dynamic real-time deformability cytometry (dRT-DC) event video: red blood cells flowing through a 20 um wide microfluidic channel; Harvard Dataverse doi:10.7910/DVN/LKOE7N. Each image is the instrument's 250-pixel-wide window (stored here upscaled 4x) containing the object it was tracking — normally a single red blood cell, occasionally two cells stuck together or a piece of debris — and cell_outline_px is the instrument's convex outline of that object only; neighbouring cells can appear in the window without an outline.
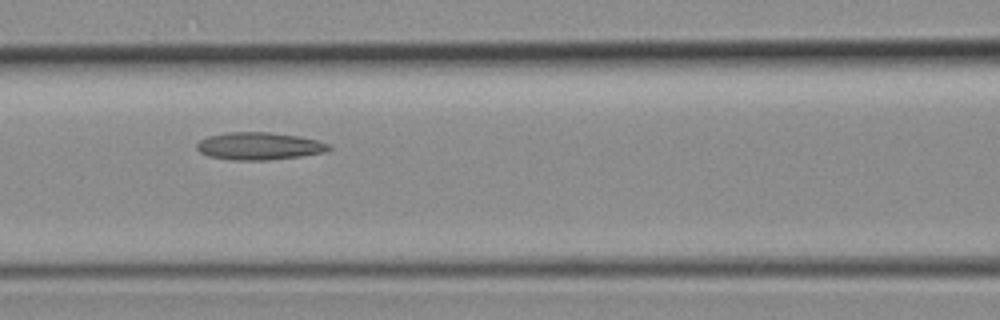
{"species": "common noctule bat (a hibernating species)", "species_latin": "Nyctalus noctula", "temperature_condition": "room temperature", "stored_images_in_passage": 3, "camera_frame_rate_fps": 3000, "um_per_image_px": 0.085, "animal": {"sex": "female", "body_mass_g": 19.3, "forearm_length_mm": 54.1}, "frame": {"image": 1, "passage_image": 3, "time_ms": 0.667, "image_size_px": [1000, 320], "cell_outline_px": [[332, 148], [324, 152], [300, 156], [268, 160], [232, 160], [208, 156], [200, 152], [196, 148], [196, 144], [200, 140], [208, 136], [224, 132], [268, 132], [300, 136], [316, 140], [328, 144]], "centroid_in_image_um": [21.99, 12.41], "position_along_channel_um": 144.6, "area_um2": 21.15}}